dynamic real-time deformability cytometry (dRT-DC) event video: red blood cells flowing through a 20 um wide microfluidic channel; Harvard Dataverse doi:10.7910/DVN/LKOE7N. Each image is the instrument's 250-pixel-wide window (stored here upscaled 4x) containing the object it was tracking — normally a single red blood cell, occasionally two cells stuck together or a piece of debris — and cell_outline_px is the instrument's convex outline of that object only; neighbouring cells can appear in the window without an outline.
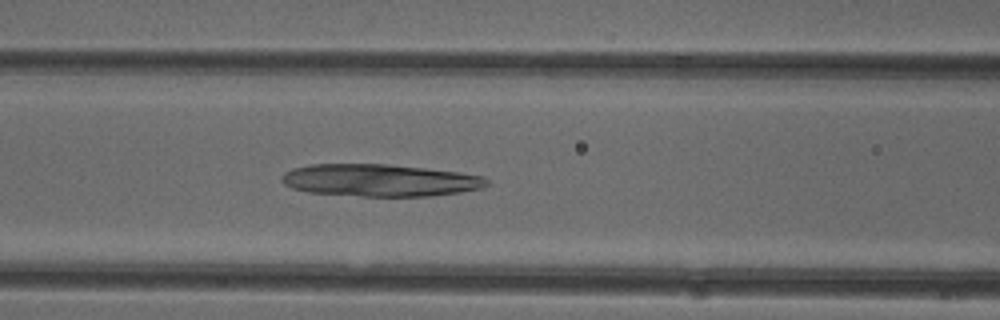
{"species": "common noctule bat (a hibernating species)", "species_latin": "Nyctalus noctula", "temperature_condition": "cold", "stored_images_in_passage": 39, "camera_frame_rate_fps": 3000, "um_per_image_px": 0.085, "animal": {"sex": "female"}, "frame": {"image": 1, "passage_image": 13, "time_ms": 4.0, "image_size_px": [1000, 320], "cell_outline_px": [[488, 184], [480, 188], [460, 192], [432, 196], [360, 196], [308, 192], [292, 188], [284, 184], [280, 180], [280, 176], [284, 172], [292, 168], [312, 164], [388, 164], [424, 168], [456, 172], [484, 176], [488, 180]], "centroid_in_image_um": [32.23, 15.32], "position_along_channel_um": 134.4, "area_um2": 38.55}}
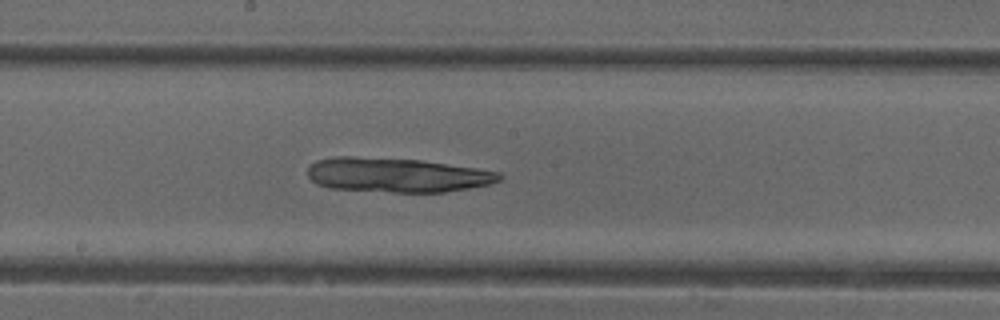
{"frame": {"image": 2, "passage_image": 19, "time_ms": 6.0, "image_size_px": [1000, 320], "cell_outline_px": [[504, 176], [500, 180], [488, 184], [468, 188], [444, 192], [392, 192], [332, 188], [316, 184], [308, 176], [308, 168], [316, 160], [336, 156], [352, 156], [420, 160], [476, 168], [500, 172]], "centroid_in_image_um": [33.73, 14.87], "position_along_channel_um": 214.5, "area_um2": 38.32}}
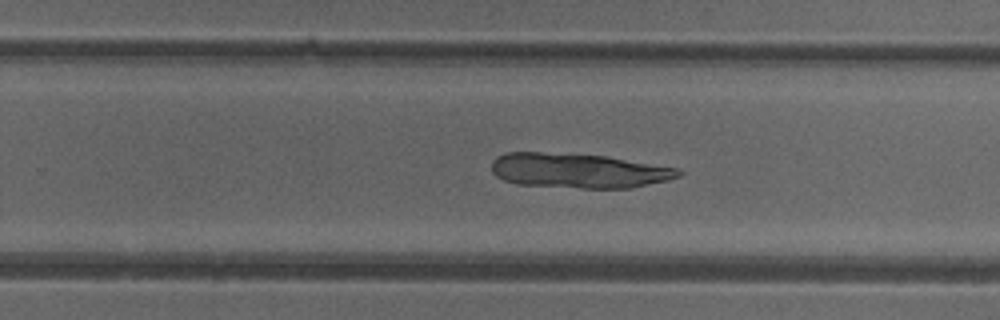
{"frame": {"image": 3, "passage_image": 24, "time_ms": 7.667, "image_size_px": [1000, 320], "cell_outline_px": [[684, 172], [680, 176], [668, 180], [632, 188], [580, 188], [516, 184], [504, 180], [496, 176], [492, 172], [492, 160], [496, 156], [504, 152], [540, 152], [608, 156], [680, 168]], "centroid_in_image_um": [49.19, 14.5], "position_along_channel_um": 280.6, "area_um2": 38.21}}